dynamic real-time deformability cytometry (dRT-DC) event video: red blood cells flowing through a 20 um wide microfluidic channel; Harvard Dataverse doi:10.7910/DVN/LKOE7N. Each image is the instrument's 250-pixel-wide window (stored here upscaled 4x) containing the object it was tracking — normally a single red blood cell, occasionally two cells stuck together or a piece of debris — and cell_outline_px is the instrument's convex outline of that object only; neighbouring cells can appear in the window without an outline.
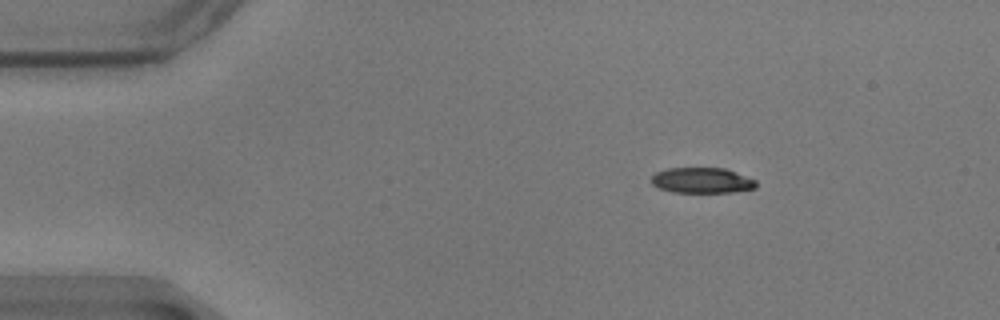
{"species": "common noctule bat (a hibernating species)", "species_latin": "Nyctalus noctula", "temperature_condition": "warm", "stored_images_in_passage": 50, "camera_frame_rate_fps": 3000, "um_per_image_px": 0.085, "animal": {"sex": "male", "body_mass_g": 17.9}, "frame": {"image": 1, "passage_image": 1, "time_ms": 0.0, "image_size_px": [1000, 320], "cell_outline_px": [[756, 188], [736, 192], [672, 192], [660, 188], [652, 184], [652, 176], [656, 172], [668, 168], [724, 168], [736, 172], [756, 180]], "centroid_in_image_um": [59.68, 15.33], "position_along_channel_um": 25.3, "area_um2": 15.55}}
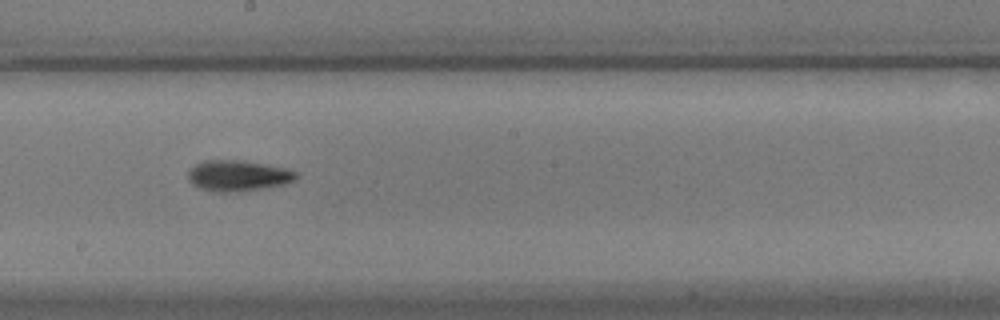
{"frame": {"image": 2, "passage_image": 24, "time_ms": 7.667, "image_size_px": [1000, 320], "cell_outline_px": [[296, 180], [284, 184], [260, 188], [224, 192], [216, 192], [200, 188], [192, 184], [188, 180], [188, 172], [196, 164], [204, 160], [244, 160], [284, 168], [296, 172]], "centroid_in_image_um": [20.19, 14.92], "position_along_channel_um": 228.0, "area_um2": 19.07}}
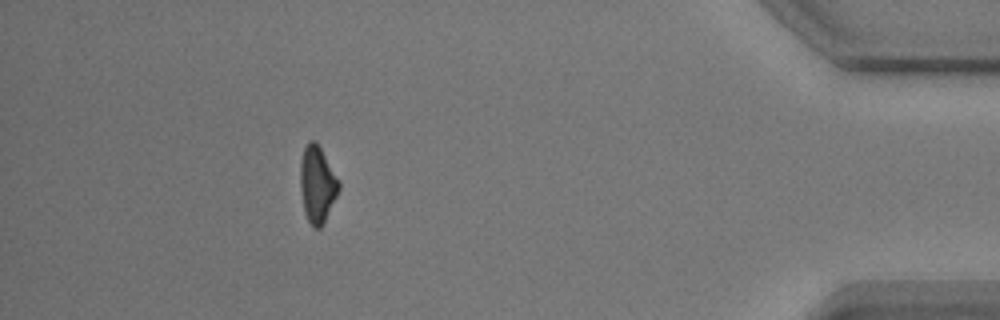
{"frame": {"image": 3, "passage_image": 44, "time_ms": 14.333, "image_size_px": [1000, 320], "cell_outline_px": [[340, 188], [320, 228], [312, 228], [304, 212], [300, 188], [300, 160], [304, 148], [308, 140], [316, 140], [340, 180]], "centroid_in_image_um": [26.95, 15.62], "position_along_channel_um": 408.2, "area_um2": 17.28}, "authors_computed_cell_mechanics": {"area_um2": 17.7446, "velocity_mm_per_s": 3.4944, "shape_relaxation_time_tau1_ms": 3.5331, "shape_relaxation_time_tau2_ms": 5.2621, "deformation_change_tau1": 0.1364, "deformation_change_tau2": 0.1411}}